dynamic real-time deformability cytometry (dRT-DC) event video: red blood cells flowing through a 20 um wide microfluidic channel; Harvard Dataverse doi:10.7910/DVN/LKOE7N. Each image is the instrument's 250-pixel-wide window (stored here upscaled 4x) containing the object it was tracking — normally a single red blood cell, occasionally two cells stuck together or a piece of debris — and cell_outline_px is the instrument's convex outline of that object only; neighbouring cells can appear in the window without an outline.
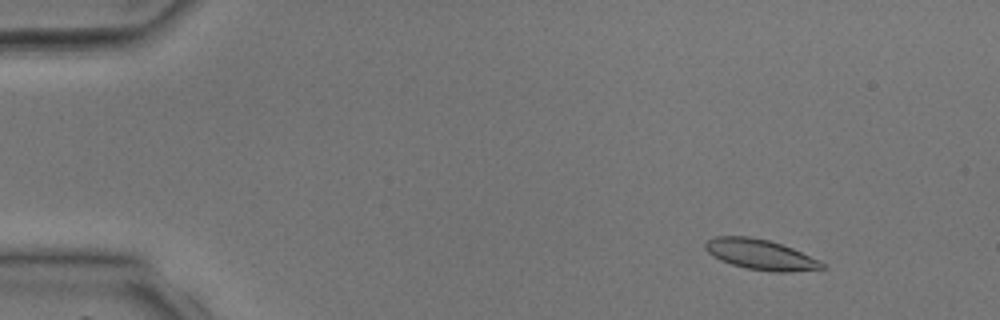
{"species": "common noctule bat (a hibernating species)", "species_latin": "Nyctalus noctula", "temperature_condition": "room temperature", "stored_images_in_passage": 40, "camera_frame_rate_fps": 3000, "um_per_image_px": 0.085, "animal": {"sex": "male", "body_mass_g": 17.9, "forearm_length_mm": 54.2}, "frame": {"image": 1, "passage_image": 5, "time_ms": 1.333, "image_size_px": [1000, 320], "cell_outline_px": [[824, 268], [792, 272], [772, 272], [744, 268], [720, 260], [712, 256], [704, 248], [704, 244], [708, 240], [716, 236], [748, 236], [768, 240], [792, 248], [820, 260], [824, 264]], "centroid_in_image_um": [64.62, 21.64], "position_along_channel_um": 20.4, "area_um2": 20.63}}
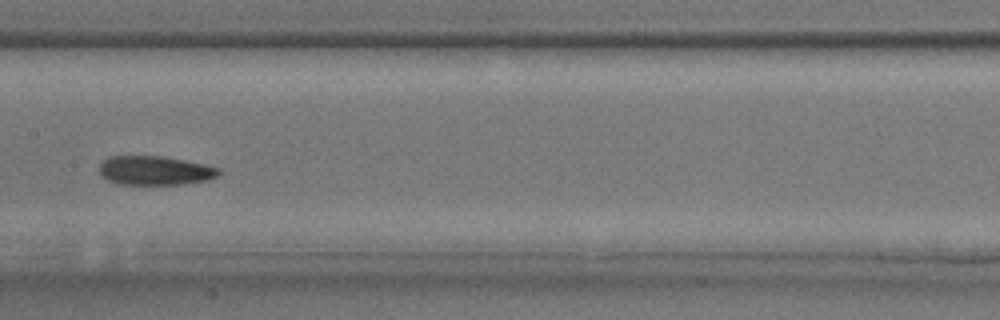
{"frame": {"image": 2, "passage_image": 21, "time_ms": 6.667, "image_size_px": [1000, 320], "cell_outline_px": [[220, 172], [216, 176], [208, 180], [180, 184], [120, 184], [108, 180], [100, 172], [100, 164], [108, 156], [160, 156], [184, 160], [204, 164], [220, 168]], "centroid_in_image_um": [13.18, 14.49], "position_along_channel_um": 194.2, "area_um2": 20.0}}
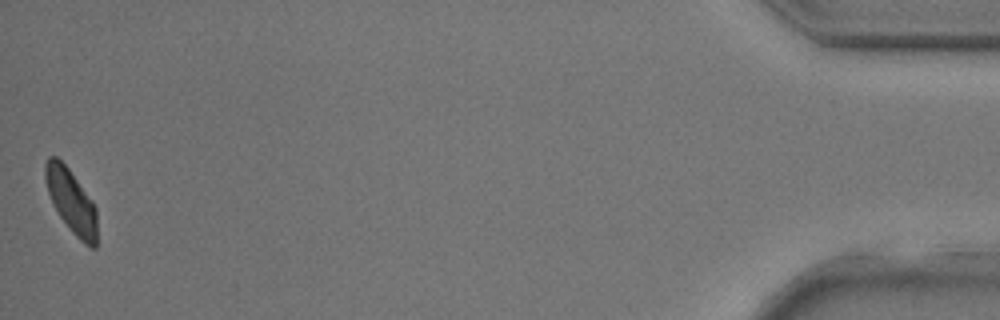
{"frame": {"image": 3, "passage_image": 40, "time_ms": 13.0, "image_size_px": [1000, 320], "cell_outline_px": [[96, 248], [92, 248], [84, 244], [72, 232], [60, 216], [52, 204], [48, 192], [44, 176], [44, 164], [48, 156], [56, 156], [68, 168], [92, 200], [96, 208]], "centroid_in_image_um": [6.04, 17.08], "position_along_channel_um": 429.2, "area_um2": 19.13}}